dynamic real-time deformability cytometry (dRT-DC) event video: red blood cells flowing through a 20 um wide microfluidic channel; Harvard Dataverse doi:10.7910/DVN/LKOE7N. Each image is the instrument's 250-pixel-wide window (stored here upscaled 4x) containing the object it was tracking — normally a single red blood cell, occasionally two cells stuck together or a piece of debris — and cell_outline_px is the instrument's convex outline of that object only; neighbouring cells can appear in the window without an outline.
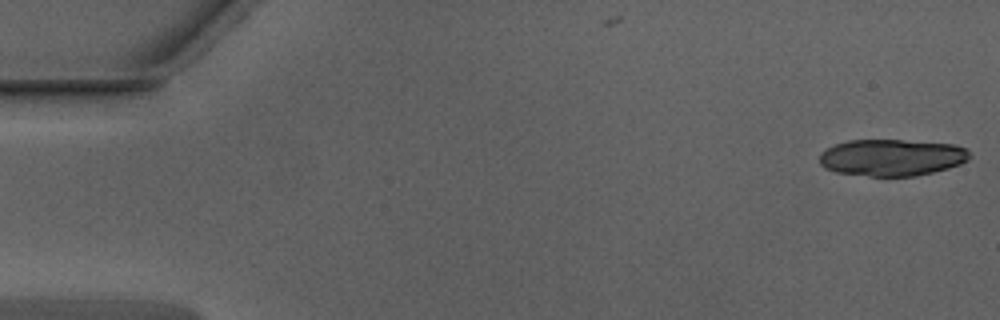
{"species": "Egyptian fruit bat (a non-hibernating species)", "species_latin": "Rousettus aegyptiacus", "temperature_condition": "warm", "stored_images_in_passage": 17, "camera_frame_rate_fps": 3000, "um_per_image_px": 0.085, "animal": {"sex": "male"}, "frame": {"image": 1, "passage_image": 1, "time_ms": 0.0, "image_size_px": [1000, 320], "cell_outline_px": [[972, 156], [968, 160], [960, 164], [948, 168], [916, 176], [868, 176], [836, 172], [824, 168], [820, 164], [820, 152], [836, 144], [848, 140], [900, 140], [952, 144], [968, 148]], "centroid_in_image_um": [75.82, 13.39], "position_along_channel_um": 9.2, "area_um2": 32.25}}